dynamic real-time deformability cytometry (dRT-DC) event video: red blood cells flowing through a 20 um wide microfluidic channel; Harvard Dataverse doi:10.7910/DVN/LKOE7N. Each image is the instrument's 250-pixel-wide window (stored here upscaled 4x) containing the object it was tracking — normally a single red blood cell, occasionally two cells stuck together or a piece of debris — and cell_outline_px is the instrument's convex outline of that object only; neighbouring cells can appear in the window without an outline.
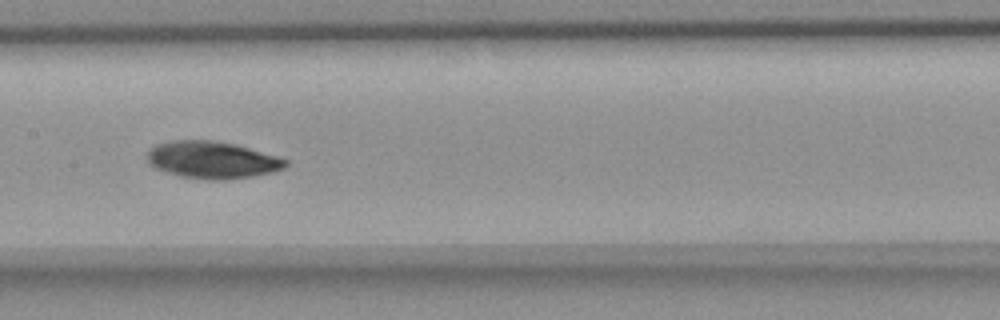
{"species": "common noctule bat (a hibernating species)", "species_latin": "Nyctalus noctula", "temperature_condition": "room temperature", "stored_images_in_passage": 12, "camera_frame_rate_fps": 3000, "um_per_image_px": 0.085, "animal": {"sex": "female", "body_mass_g": 18.4}, "frame": {"image": 1, "passage_image": 6, "time_ms": 8.333, "image_size_px": [1000, 320], "cell_outline_px": [[288, 164], [284, 168], [272, 172], [252, 176], [228, 180], [208, 180], [180, 176], [156, 168], [148, 164], [148, 152], [156, 144], [172, 140], [212, 140], [236, 144], [276, 156], [288, 160]], "centroid_in_image_um": [18.04, 13.59], "position_along_channel_um": 189.4, "area_um2": 29.88}}
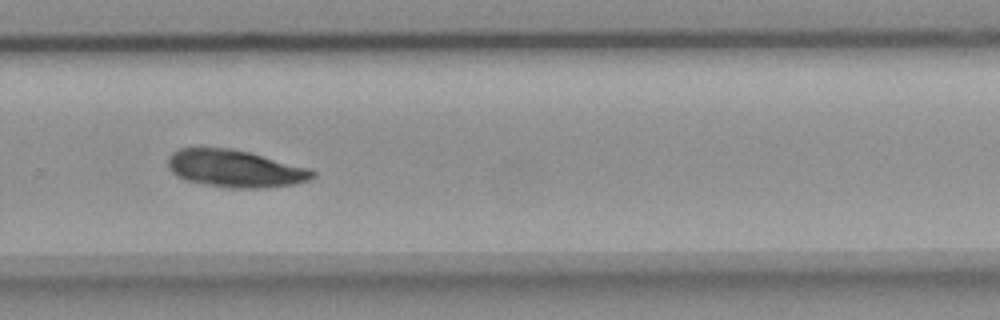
{"frame": {"image": 2, "passage_image": 9, "time_ms": 11.667, "image_size_px": [1000, 320], "cell_outline_px": [[316, 176], [308, 180], [296, 184], [264, 188], [228, 188], [184, 180], [176, 176], [168, 168], [168, 156], [172, 152], [180, 148], [232, 148], [312, 168], [316, 172]], "centroid_in_image_um": [20.0, 14.33], "position_along_channel_um": 309.8, "area_um2": 31.73}}
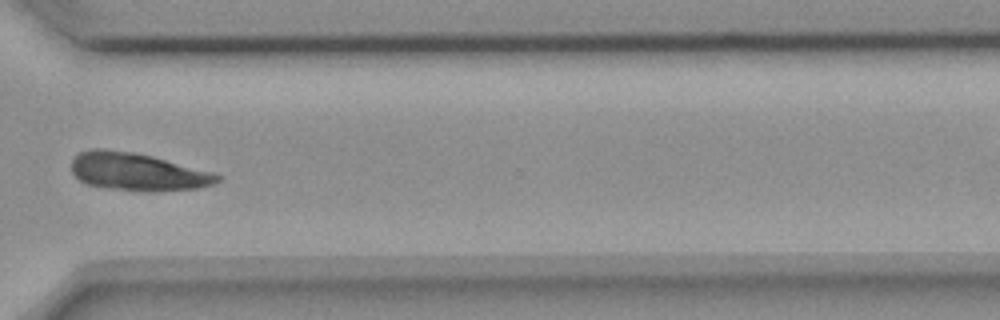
{"frame": {"image": 3, "passage_image": 10, "time_ms": 13.0, "image_size_px": [1000, 320], "cell_outline_px": [[220, 180], [212, 184], [196, 188], [140, 192], [112, 188], [88, 184], [80, 180], [72, 172], [72, 160], [80, 152], [92, 148], [104, 148], [132, 152], [152, 156], [212, 172], [220, 176]], "centroid_in_image_um": [11.66, 14.59], "position_along_channel_um": 358.9, "area_um2": 31.67}}